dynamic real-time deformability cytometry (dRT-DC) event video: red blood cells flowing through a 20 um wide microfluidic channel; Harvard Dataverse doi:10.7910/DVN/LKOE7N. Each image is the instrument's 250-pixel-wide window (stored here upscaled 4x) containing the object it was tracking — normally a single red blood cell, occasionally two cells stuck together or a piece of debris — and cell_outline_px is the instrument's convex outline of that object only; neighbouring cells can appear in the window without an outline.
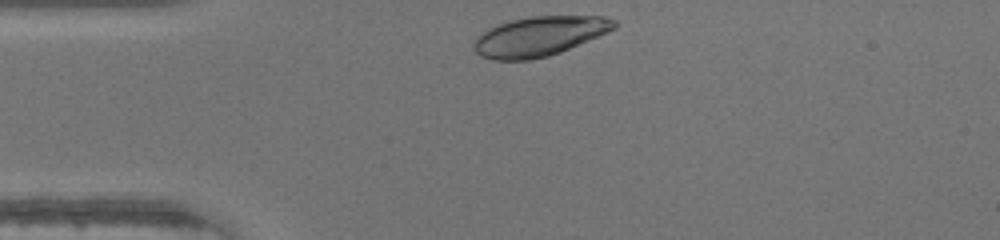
{"species": "human", "species_latin": "Homo sapiens", "temperature_condition": "warm", "stored_images_in_passage": 27, "camera_frame_rate_fps": 3000, "um_per_image_px": 0.085, "donor": {"sex": "male"}, "frame": {"image": 1, "passage_image": 1, "time_ms": 0.0, "image_size_px": [1000, 240], "cell_outline_px": [[616, 28], [608, 32], [560, 52], [548, 56], [528, 60], [492, 60], [480, 56], [476, 52], [472, 44], [476, 36], [480, 32], [496, 24], [512, 20], [532, 16], [604, 16], [616, 20]], "centroid_in_image_um": [45.8, 3.08], "position_along_channel_um": 39.2, "area_um2": 32.54}}
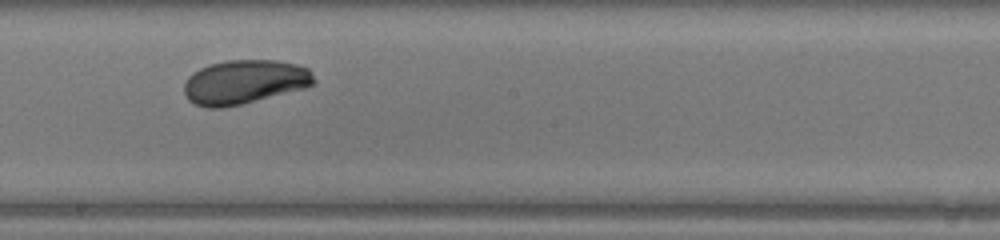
{"frame": {"image": 2, "passage_image": 16, "time_ms": 5.0, "image_size_px": [1000, 240], "cell_outline_px": [[316, 84], [304, 88], [240, 104], [220, 108], [208, 108], [192, 104], [188, 100], [184, 92], [184, 84], [188, 76], [192, 72], [208, 64], [228, 60], [276, 60], [296, 64], [308, 68], [316, 80]], "centroid_in_image_um": [20.75, 6.96], "position_along_channel_um": 227.5, "area_um2": 33.47}}
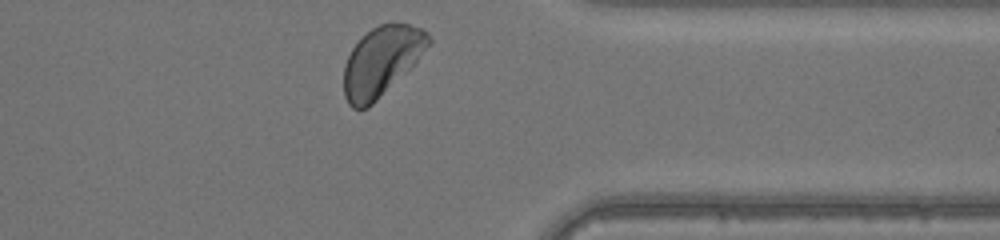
{"frame": {"image": 3, "passage_image": 27, "time_ms": 8.667, "image_size_px": [1000, 240], "cell_outline_px": [[432, 40], [416, 60], [368, 108], [352, 108], [348, 104], [344, 96], [344, 64], [352, 48], [372, 28], [380, 24], [392, 20], [408, 24], [420, 28]], "centroid_in_image_um": [32.38, 5.18], "position_along_channel_um": 379.0, "area_um2": 33.47}}